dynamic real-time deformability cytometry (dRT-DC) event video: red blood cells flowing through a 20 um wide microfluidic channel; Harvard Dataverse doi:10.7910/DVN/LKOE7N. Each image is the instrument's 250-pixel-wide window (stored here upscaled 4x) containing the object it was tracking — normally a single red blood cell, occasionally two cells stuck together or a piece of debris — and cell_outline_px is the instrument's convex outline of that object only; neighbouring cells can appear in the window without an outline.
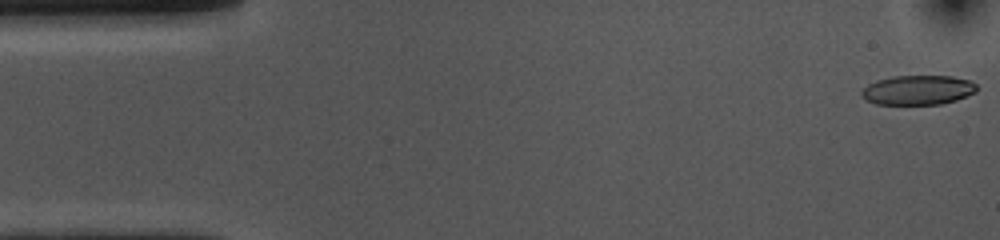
{"species": "common noctule bat (a hibernating species)", "species_latin": "Nyctalus noctula", "temperature_condition": "cold", "stored_images_in_passage": 48, "camera_frame_rate_fps": 3000, "um_per_image_px": 0.085, "animal": {"sex": "female", "body_mass_g": 10.0, "forearm_length_mm": 53.1}, "frame": {"image": 1, "passage_image": 1, "time_ms": 0.0, "image_size_px": [1000, 240], "cell_outline_px": [[976, 92], [956, 100], [940, 104], [876, 104], [860, 96], [860, 92], [868, 84], [876, 80], [892, 76], [952, 76], [972, 80], [976, 84]], "centroid_in_image_um": [78.02, 7.64], "position_along_channel_um": 7.0, "area_um2": 19.88}}
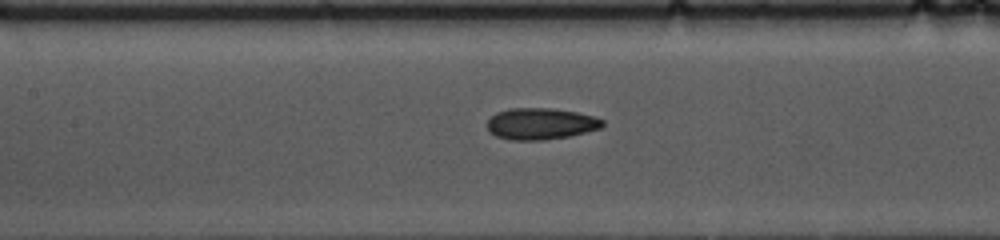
{"frame": {"image": 2, "passage_image": 23, "time_ms": 7.333, "image_size_px": [1000, 240], "cell_outline_px": [[604, 124], [600, 128], [568, 136], [544, 140], [512, 140], [496, 136], [488, 128], [488, 120], [496, 112], [508, 108], [552, 108], [576, 112], [592, 116], [604, 120]], "centroid_in_image_um": [45.95, 10.51], "position_along_channel_um": 161.5, "area_um2": 20.98}}
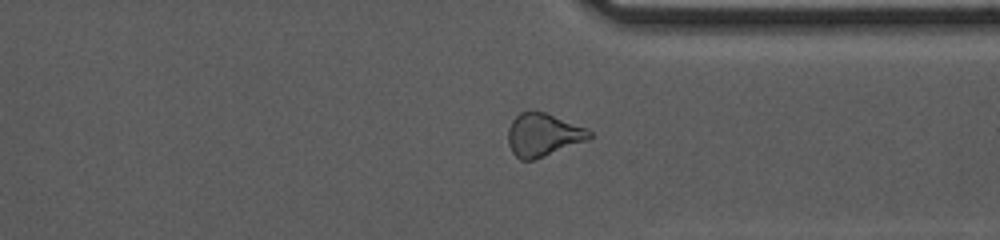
{"frame": {"image": 3, "passage_image": 40, "time_ms": 13.0, "image_size_px": [1000, 240], "cell_outline_px": [[592, 136], [588, 140], [544, 156], [532, 160], [520, 160], [512, 152], [508, 144], [508, 128], [512, 120], [520, 112], [536, 108], [548, 112], [588, 128], [592, 132]], "centroid_in_image_um": [46.17, 11.41], "position_along_channel_um": 365.2, "area_um2": 20.92}}